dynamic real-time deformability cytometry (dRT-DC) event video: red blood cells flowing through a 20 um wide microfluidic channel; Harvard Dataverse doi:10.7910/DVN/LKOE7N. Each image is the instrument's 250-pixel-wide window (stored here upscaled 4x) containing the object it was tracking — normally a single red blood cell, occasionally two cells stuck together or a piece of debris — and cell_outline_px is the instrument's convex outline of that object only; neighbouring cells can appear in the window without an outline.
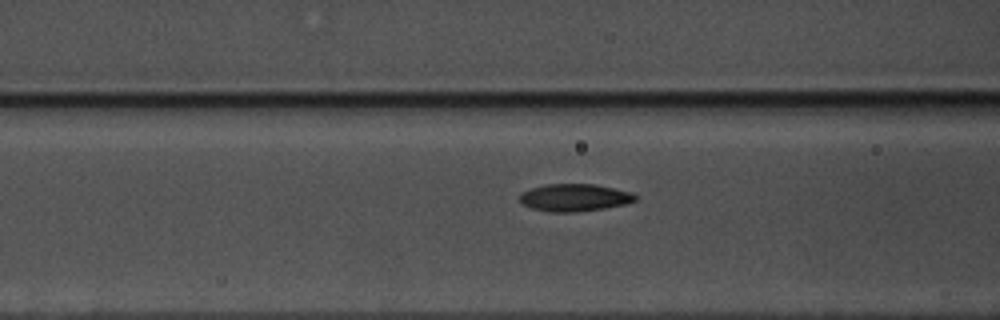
{"species": "common noctule bat (a hibernating species)", "species_latin": "Nyctalus noctula", "temperature_condition": "warm", "stored_images_in_passage": 7, "camera_frame_rate_fps": 3000, "um_per_image_px": 0.085, "animal": {"sex": "male", "body_mass_g": 17.5, "forearm_length_mm": 52.3}, "frame": {"image": 1, "passage_image": 5, "time_ms": 1.333, "image_size_px": [1000, 320], "cell_outline_px": [[636, 200], [624, 204], [604, 208], [576, 212], [548, 212], [532, 208], [516, 200], [520, 192], [528, 188], [544, 184], [596, 184], [632, 192], [636, 196]], "centroid_in_image_um": [48.76, 16.78], "position_along_channel_um": 117.8, "area_um2": 18.73}}